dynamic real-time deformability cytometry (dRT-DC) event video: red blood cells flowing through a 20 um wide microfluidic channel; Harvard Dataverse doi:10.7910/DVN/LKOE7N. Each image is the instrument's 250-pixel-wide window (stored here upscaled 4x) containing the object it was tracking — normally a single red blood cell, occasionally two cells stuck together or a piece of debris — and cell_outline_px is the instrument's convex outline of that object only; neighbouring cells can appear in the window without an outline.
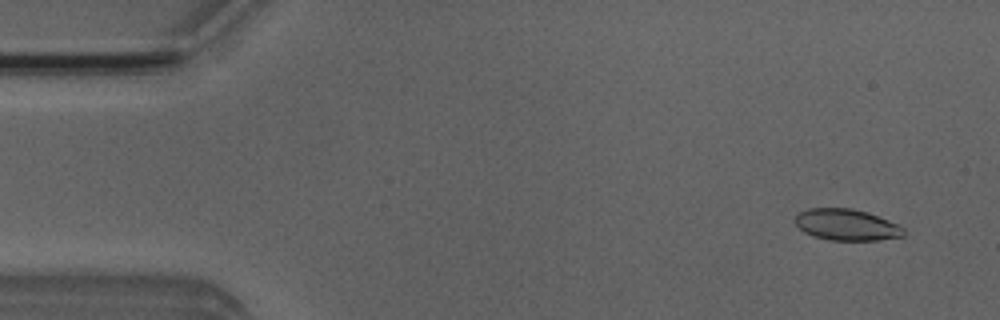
{"species": "Egyptian fruit bat (a non-hibernating species)", "species_latin": "Rousettus aegyptiacus", "temperature_condition": "room temperature", "stored_images_in_passage": 4, "camera_frame_rate_fps": 3000, "um_per_image_px": 0.085, "animal": {"sex": "male"}, "frame": {"image": 1, "passage_image": 1, "time_ms": 0.0, "image_size_px": [1000, 320], "cell_outline_px": [[904, 236], [876, 240], [828, 240], [812, 236], [804, 232], [792, 220], [800, 212], [808, 208], [852, 208], [868, 212], [888, 220], [904, 228]], "centroid_in_image_um": [71.92, 19.1], "position_along_channel_um": 13.1, "area_um2": 19.88}}